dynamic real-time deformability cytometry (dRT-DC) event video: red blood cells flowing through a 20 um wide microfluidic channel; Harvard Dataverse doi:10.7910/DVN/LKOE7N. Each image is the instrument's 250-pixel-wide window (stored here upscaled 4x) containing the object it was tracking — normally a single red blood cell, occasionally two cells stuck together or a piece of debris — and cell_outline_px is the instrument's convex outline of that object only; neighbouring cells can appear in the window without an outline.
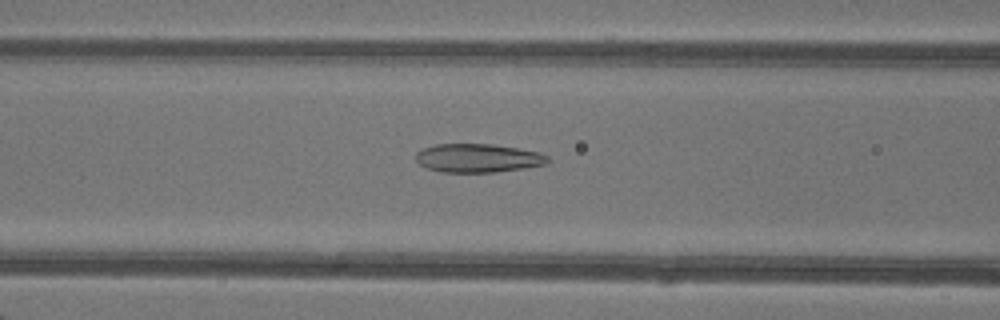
{"species": "common noctule bat (a hibernating species)", "species_latin": "Nyctalus noctula", "temperature_condition": "warm", "stored_images_in_passage": 43, "camera_frame_rate_fps": 3000, "um_per_image_px": 0.085, "animal": {"sex": "female"}, "frame": {"image": 1, "passage_image": 15, "time_ms": 4.667, "image_size_px": [1000, 320], "cell_outline_px": [[548, 164], [524, 168], [496, 172], [444, 172], [428, 168], [420, 164], [416, 160], [416, 152], [424, 148], [436, 144], [492, 144], [540, 152], [548, 156]], "centroid_in_image_um": [40.64, 13.43], "position_along_channel_um": 126.0, "area_um2": 21.91}}
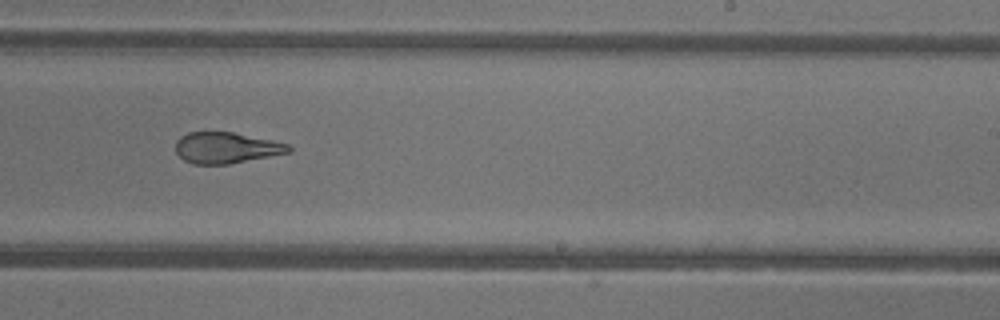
{"frame": {"image": 2, "passage_image": 25, "time_ms": 8.0, "image_size_px": [1000, 320], "cell_outline_px": [[292, 152], [228, 164], [192, 164], [184, 160], [176, 152], [176, 140], [180, 136], [188, 132], [232, 132], [272, 140], [288, 144], [292, 148]], "centroid_in_image_um": [19.22, 12.56], "position_along_channel_um": 269.8, "area_um2": 20.46}}
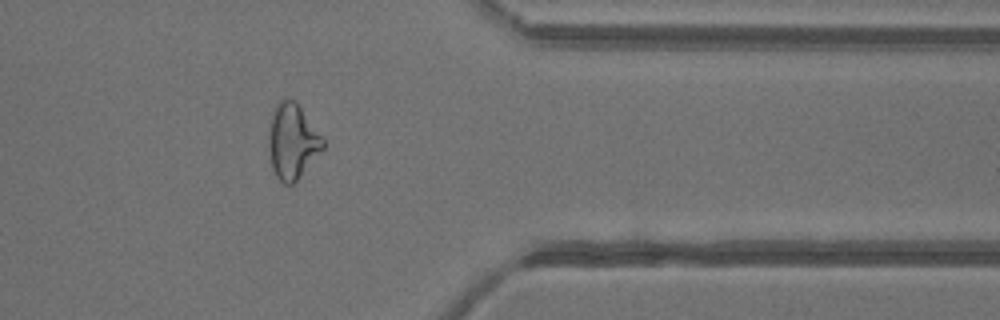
{"frame": {"image": 3, "passage_image": 34, "time_ms": 11.0, "image_size_px": [1000, 320], "cell_outline_px": [[324, 148], [296, 180], [292, 184], [284, 184], [276, 176], [272, 168], [268, 148], [268, 132], [272, 112], [276, 104], [280, 100], [288, 96], [300, 108], [324, 140]], "centroid_in_image_um": [24.81, 12.01], "position_along_channel_um": 386.6, "area_um2": 23.41}, "authors_computed_cell_mechanics": {"area_um2": 23.7558, "velocity_mm_per_s": 4.3203, "shape_relaxation_time_tau1_ms": null, "shape_relaxation_time_tau2_ms": 1.7769, "deformation_change_tau1": null, "deformation_change_tau2": 0.1013}}